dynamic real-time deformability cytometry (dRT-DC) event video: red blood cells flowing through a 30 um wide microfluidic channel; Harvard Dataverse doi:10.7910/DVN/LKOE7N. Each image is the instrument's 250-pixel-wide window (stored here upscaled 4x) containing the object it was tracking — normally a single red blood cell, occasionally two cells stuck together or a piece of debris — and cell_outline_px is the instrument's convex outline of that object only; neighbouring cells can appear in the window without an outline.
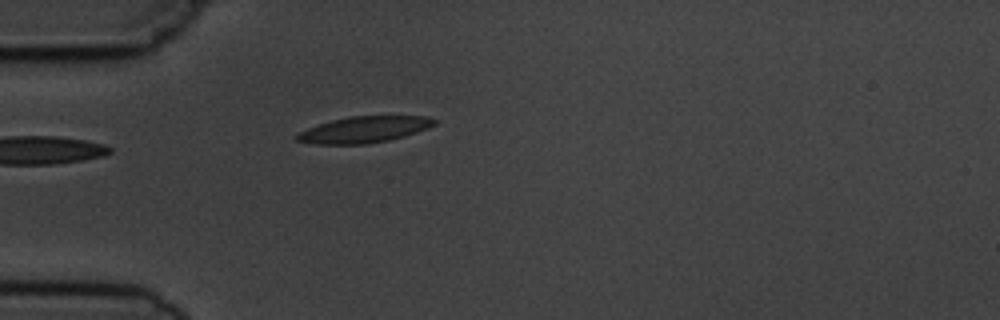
{"species": "common noctule bat (a hibernating species)", "species_latin": "Nyctalus noctula", "temperature_condition": "cold", "stored_images_in_passage": 1, "camera_frame_rate_fps": 3000, "um_per_image_px": 0.085, "animal": {"sex": "male", "body_mass_g": 19.5, "forearm_length_mm": 54.6}, "frame": {"image": 1, "passage_image": 1, "time_ms": 0.0, "image_size_px": [1000, 320], "cell_outline_px": [[436, 124], [428, 128], [404, 136], [388, 140], [368, 144], [316, 144], [296, 140], [292, 136], [308, 128], [332, 120], [348, 116], [428, 116], [436, 120]], "centroid_in_image_um": [30.95, 11.01], "position_along_channel_um": 54.1, "area_um2": 20.98}}